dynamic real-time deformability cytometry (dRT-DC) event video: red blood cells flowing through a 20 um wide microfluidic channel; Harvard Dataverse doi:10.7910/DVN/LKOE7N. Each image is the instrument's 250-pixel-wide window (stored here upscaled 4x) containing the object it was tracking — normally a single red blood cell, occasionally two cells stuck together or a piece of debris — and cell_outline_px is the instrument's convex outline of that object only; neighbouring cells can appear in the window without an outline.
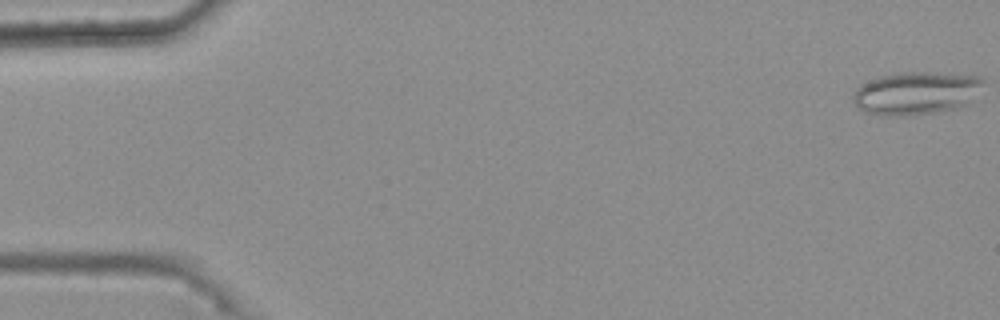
{"species": "common noctule bat (a hibernating species)", "species_latin": "Nyctalus noctula", "temperature_condition": "warm", "stored_images_in_passage": 49, "camera_frame_rate_fps": 3000, "um_per_image_px": 0.085, "animal": {"sex": "female", "body_mass_g": 25.1}, "frame": {"image": 1, "passage_image": 1, "time_ms": 0.0, "image_size_px": [1000, 320], "cell_outline_px": [[984, 80], [968, 100], [964, 104], [956, 108], [940, 112], [912, 116], [880, 116], [864, 112], [856, 108], [852, 100], [852, 96], [856, 88], [860, 84], [868, 80], [880, 76], [900, 72], [936, 72], [980, 76]], "centroid_in_image_um": [77.74, 7.93], "position_along_channel_um": 7.3, "area_um2": 32.77}}
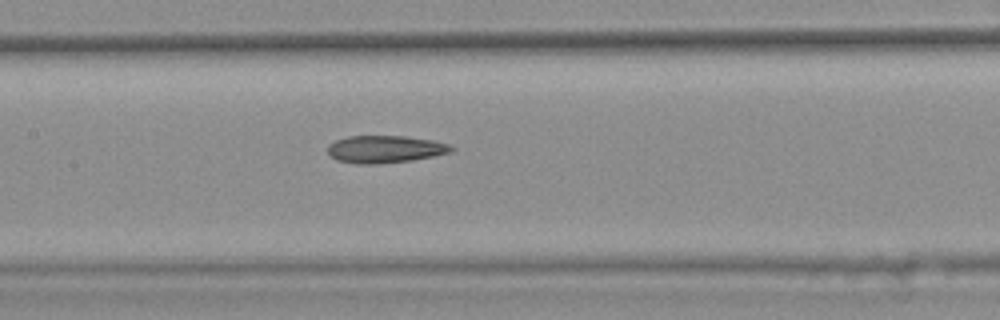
{"frame": {"image": 2, "passage_image": 26, "time_ms": 8.333, "image_size_px": [1000, 320], "cell_outline_px": [[456, 148], [452, 152], [412, 160], [380, 164], [356, 164], [336, 160], [328, 152], [328, 144], [336, 140], [348, 136], [404, 136], [432, 140], [448, 144]], "centroid_in_image_um": [32.72, 12.68], "position_along_channel_um": 174.7, "area_um2": 19.77}}
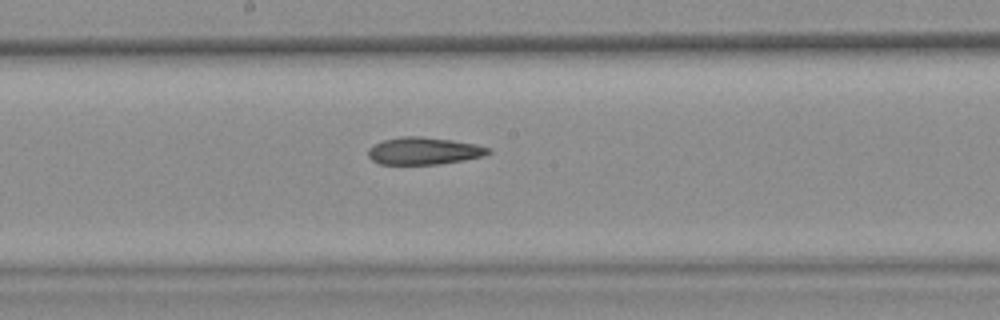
{"frame": {"image": 3, "passage_image": 29, "time_ms": 9.333, "image_size_px": [1000, 320], "cell_outline_px": [[492, 152], [484, 156], [464, 160], [436, 164], [380, 164], [372, 160], [368, 156], [368, 148], [384, 140], [404, 136], [420, 136], [452, 140], [476, 144], [488, 148]], "centroid_in_image_um": [36.03, 12.83], "position_along_channel_um": 212.2, "area_um2": 18.96}}